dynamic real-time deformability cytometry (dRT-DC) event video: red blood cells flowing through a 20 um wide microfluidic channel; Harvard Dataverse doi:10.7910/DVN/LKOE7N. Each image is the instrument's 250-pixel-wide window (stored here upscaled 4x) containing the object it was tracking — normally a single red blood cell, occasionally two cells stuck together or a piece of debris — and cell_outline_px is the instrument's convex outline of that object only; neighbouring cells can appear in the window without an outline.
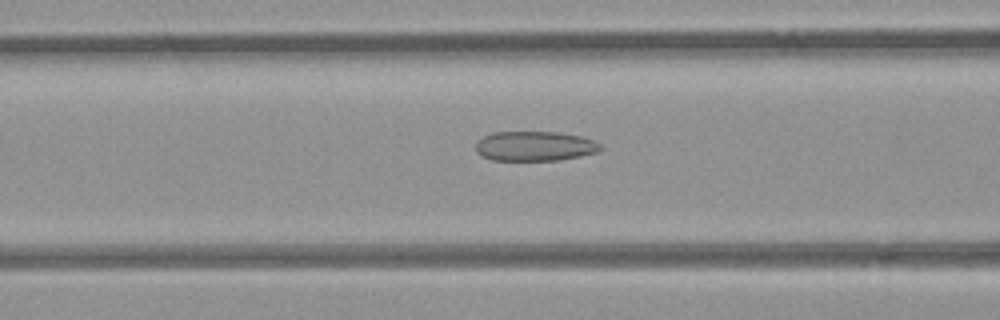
{"species": "common noctule bat (a hibernating species)", "species_latin": "Nyctalus noctula", "temperature_condition": "room temperature", "stored_images_in_passage": 47, "camera_frame_rate_fps": 3000, "um_per_image_px": 0.085, "animal": {"sex": "female", "body_mass_g": 21.9}, "frame": {"image": 1, "passage_image": 16, "time_ms": 5.0, "image_size_px": [1000, 320], "cell_outline_px": [[604, 148], [596, 152], [580, 156], [560, 160], [492, 160], [480, 156], [476, 152], [476, 140], [492, 132], [556, 132], [580, 136], [592, 140], [600, 144]], "centroid_in_image_um": [45.41, 12.42], "position_along_channel_um": 121.2, "area_um2": 21.68}}
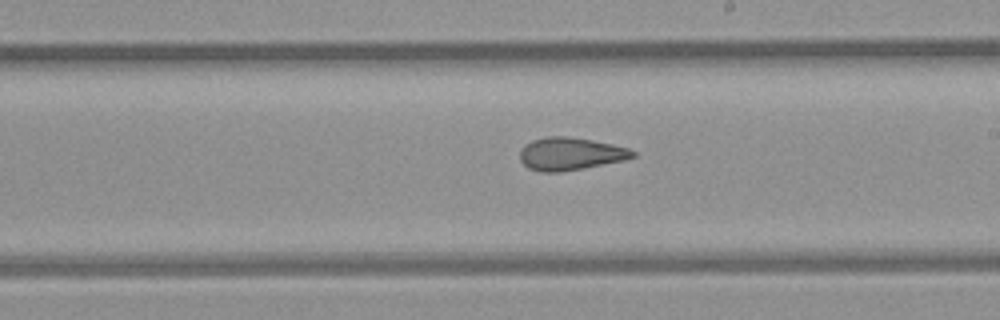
{"frame": {"image": 2, "passage_image": 25, "time_ms": 8.0, "image_size_px": [1000, 320], "cell_outline_px": [[636, 156], [624, 160], [584, 168], [560, 172], [544, 172], [528, 168], [520, 160], [520, 152], [524, 144], [532, 140], [548, 136], [568, 136], [592, 140], [612, 144], [628, 148], [636, 152]], "centroid_in_image_um": [48.48, 13.07], "position_along_channel_um": 240.5, "area_um2": 21.5}}
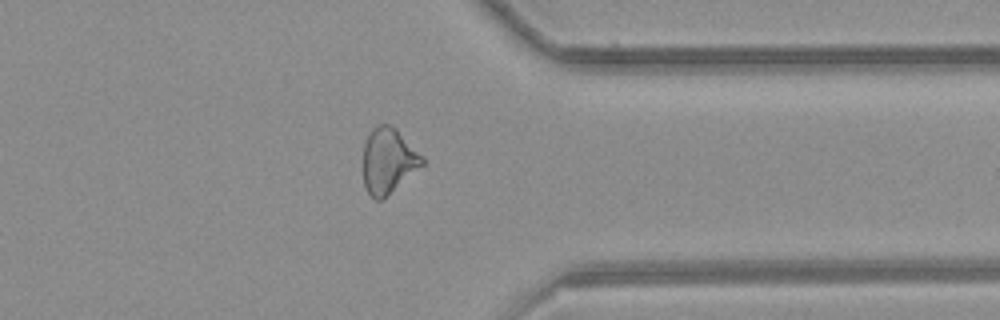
{"frame": {"image": 3, "passage_image": 36, "time_ms": 11.667, "image_size_px": [1000, 320], "cell_outline_px": [[424, 164], [384, 200], [376, 200], [364, 188], [364, 144], [372, 128], [380, 124], [388, 124], [396, 128], [424, 156]], "centroid_in_image_um": [33.03, 13.68], "position_along_channel_um": 378.4, "area_um2": 22.66}, "authors_computed_cell_mechanics": {"area_um2": 22.6576, "velocity_mm_per_s": 3.9706, "shape_relaxation_time_tau1_ms": null, "shape_relaxation_time_tau2_ms": 2.7823, "deformation_change_tau1": null, "deformation_change_tau2": 0.1111}}